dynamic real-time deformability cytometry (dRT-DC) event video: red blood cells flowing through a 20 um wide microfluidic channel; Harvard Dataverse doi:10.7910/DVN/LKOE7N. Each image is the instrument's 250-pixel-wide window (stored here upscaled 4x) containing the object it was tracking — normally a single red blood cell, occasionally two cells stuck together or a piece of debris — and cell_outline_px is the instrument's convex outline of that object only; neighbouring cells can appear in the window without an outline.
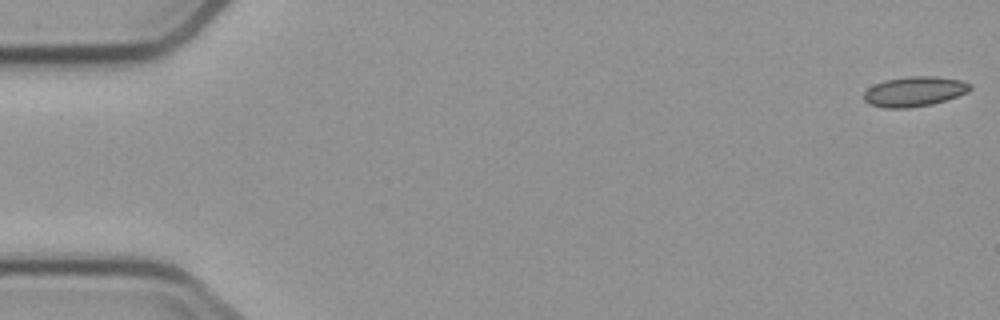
{"species": "common noctule bat (a hibernating species)", "species_latin": "Nyctalus noctula", "temperature_condition": "cold", "stored_images_in_passage": 5, "camera_frame_rate_fps": 3000, "um_per_image_px": 0.085, "animal": {"sex": "male", "body_mass_g": 23.1, "forearm_length_mm": 52.7}, "frame": {"image": 1, "passage_image": 1, "time_ms": 0.0, "image_size_px": [1000, 320], "cell_outline_px": [[972, 88], [968, 92], [932, 104], [908, 108], [884, 108], [868, 104], [864, 100], [864, 92], [868, 88], [884, 80], [908, 76], [936, 76], [960, 80], [972, 84]], "centroid_in_image_um": [77.71, 7.77], "position_along_channel_um": 7.3, "area_um2": 18.55}}
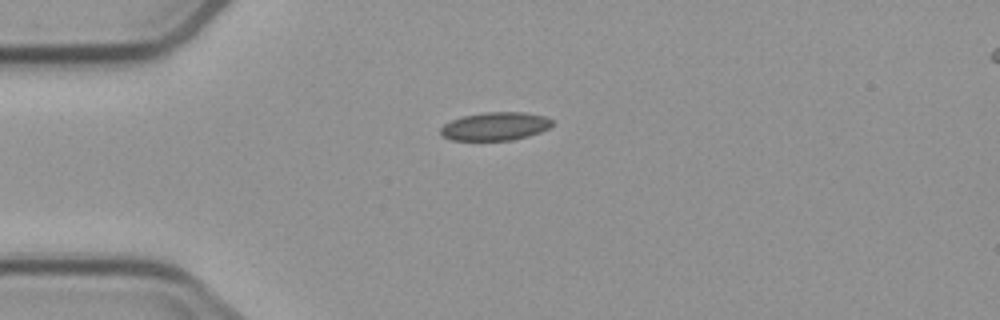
{"frame": {"image": 2, "passage_image": 4, "time_ms": 4.333, "image_size_px": [1000, 320], "cell_outline_px": [[552, 124], [548, 128], [540, 132], [528, 136], [512, 140], [452, 140], [440, 136], [440, 128], [444, 124], [452, 120], [464, 116], [484, 112], [524, 112], [544, 116], [552, 120]], "centroid_in_image_um": [42.07, 10.74], "position_along_channel_um": 42.9, "area_um2": 18.32}}